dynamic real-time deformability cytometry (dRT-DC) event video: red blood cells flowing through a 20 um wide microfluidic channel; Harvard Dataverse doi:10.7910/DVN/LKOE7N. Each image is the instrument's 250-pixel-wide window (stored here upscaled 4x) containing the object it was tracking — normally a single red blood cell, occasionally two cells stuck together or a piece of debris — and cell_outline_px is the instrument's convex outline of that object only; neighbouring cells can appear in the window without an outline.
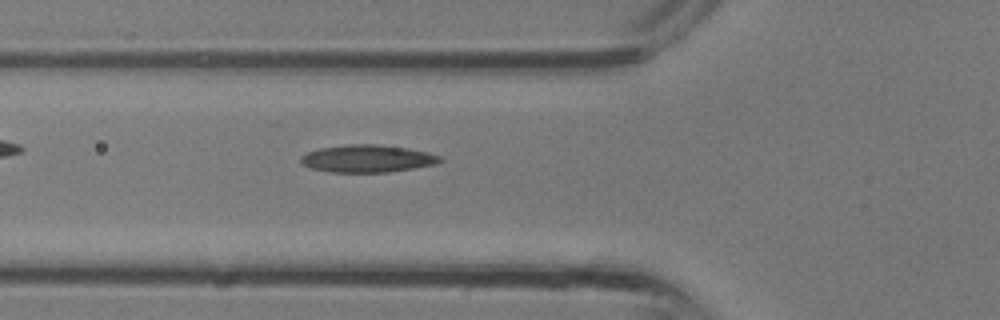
{"species": "common noctule bat (a hibernating species)", "species_latin": "Nyctalus noctula", "temperature_condition": "room temperature", "stored_images_in_passage": 3, "segment_of_instrument_passage": [1, 2], "camera_frame_rate_fps": 3000, "um_per_image_px": 0.085, "animal": {"sex": "male", "body_mass_g": 13.3}, "frame": {"image": 1, "passage_image": 2, "time_ms": 0.333, "image_size_px": [1000, 320], "cell_outline_px": [[444, 160], [436, 164], [388, 172], [328, 172], [312, 168], [304, 164], [300, 160], [300, 156], [308, 152], [320, 148], [348, 144], [376, 144], [408, 148], [428, 152], [440, 156]], "centroid_in_image_um": [31.24, 13.47], "position_along_channel_um": 94.6, "area_um2": 22.2}}